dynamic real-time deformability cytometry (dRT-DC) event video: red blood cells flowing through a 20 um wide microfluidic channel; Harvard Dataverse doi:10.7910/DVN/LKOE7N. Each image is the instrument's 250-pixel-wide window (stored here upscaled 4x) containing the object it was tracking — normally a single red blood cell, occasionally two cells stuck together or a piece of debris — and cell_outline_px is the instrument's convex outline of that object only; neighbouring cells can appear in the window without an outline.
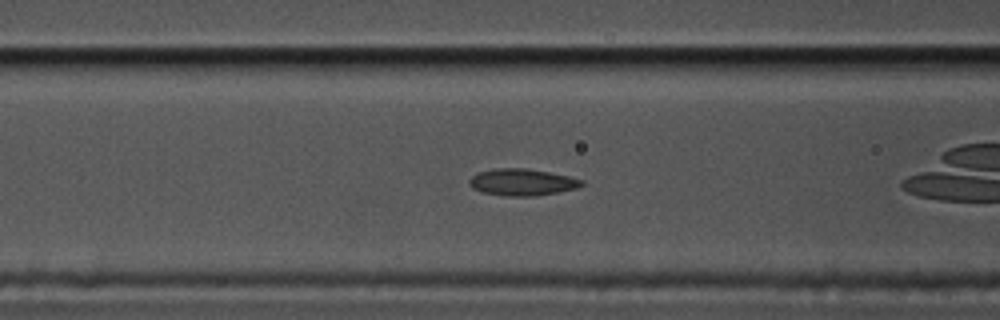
{"species": "common noctule bat (a hibernating species)", "species_latin": "Nyctalus noctula", "temperature_condition": "cold", "stored_images_in_passage": 42, "camera_frame_rate_fps": 3000, "um_per_image_px": 0.085, "animal": {"sex": "male", "body_mass_g": 17.5, "forearm_length_mm": 52.3}, "frame": {"image": 1, "passage_image": 7, "time_ms": 2.0, "image_size_px": [1000, 320], "cell_outline_px": [[584, 184], [576, 188], [536, 196], [508, 196], [480, 192], [472, 188], [468, 184], [468, 180], [472, 176], [480, 172], [496, 168], [524, 168], [548, 172], [568, 176], [584, 180]], "centroid_in_image_um": [44.35, 15.49], "position_along_channel_um": 122.3, "area_um2": 17.46}}
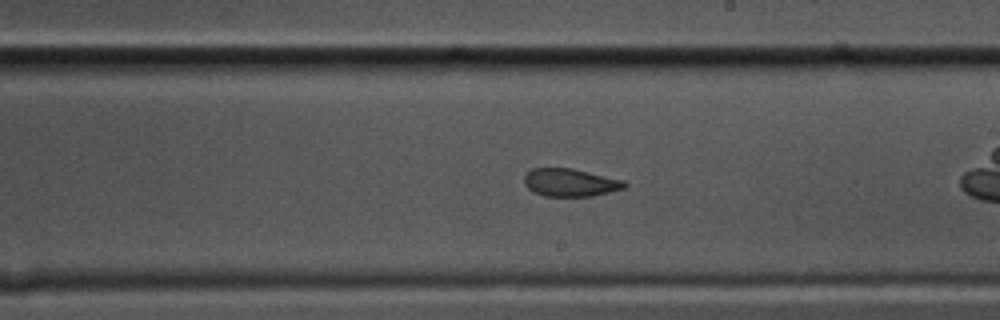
{"frame": {"image": 2, "passage_image": 17, "time_ms": 5.333, "image_size_px": [1000, 320], "cell_outline_px": [[628, 184], [624, 188], [592, 196], [544, 196], [532, 192], [524, 184], [524, 176], [532, 168], [572, 168], [624, 180]], "centroid_in_image_um": [48.45, 15.51], "position_along_channel_um": 240.5, "area_um2": 16.3}}
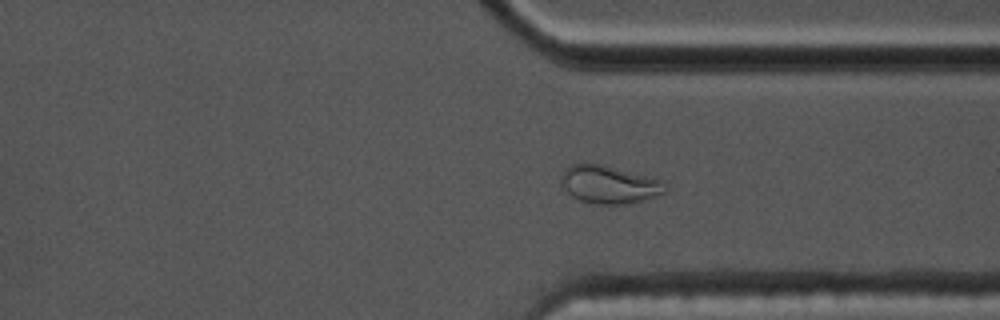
{"frame": {"image": 3, "passage_image": 27, "time_ms": 8.667, "image_size_px": [1000, 320], "cell_outline_px": [[664, 192], [644, 200], [624, 204], [596, 204], [580, 200], [572, 196], [560, 184], [560, 172], [564, 168], [572, 164], [604, 164], [660, 180]], "centroid_in_image_um": [51.66, 15.67], "position_along_channel_um": 359.7, "area_um2": 22.66}}